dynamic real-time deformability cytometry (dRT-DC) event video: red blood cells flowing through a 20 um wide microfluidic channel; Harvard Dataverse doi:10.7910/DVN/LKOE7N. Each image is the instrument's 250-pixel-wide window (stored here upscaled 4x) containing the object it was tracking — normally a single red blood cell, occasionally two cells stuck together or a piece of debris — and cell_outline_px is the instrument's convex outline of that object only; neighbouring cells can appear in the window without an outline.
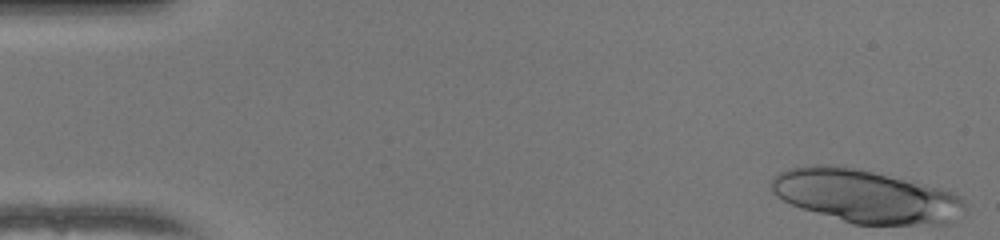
{"species": "human", "species_latin": "Homo sapiens", "temperature_condition": "warm", "stored_images_in_passage": 49, "segment_of_instrument_passage": [1, 2], "camera_frame_rate_fps": 3000, "um_per_image_px": 0.085, "donor": {"sex": "female"}, "frame": {"image": 1, "passage_image": 1, "time_ms": 0.0, "image_size_px": [1000, 240], "cell_outline_px": [[968, 208], [964, 216], [948, 224], [852, 224], [800, 208], [776, 196], [772, 192], [772, 176], [776, 172], [788, 168], [816, 164], [844, 164], [940, 188], [952, 192], [960, 196], [964, 200]], "centroid_in_image_um": [73.6, 16.66], "position_along_channel_um": 11.4, "area_um2": 60.81}}
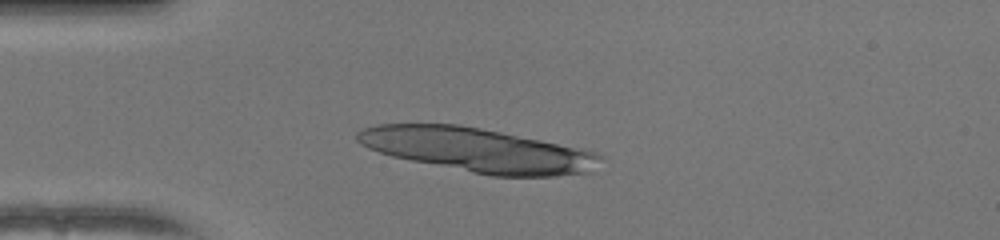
{"frame": {"image": 2, "passage_image": 12, "time_ms": 3.667, "image_size_px": [1000, 240], "cell_outline_px": [[604, 160], [592, 172], [556, 176], [492, 176], [392, 156], [368, 148], [360, 144], [356, 140], [356, 132], [364, 128], [376, 124], [460, 124], [580, 148], [596, 152], [604, 156]], "centroid_in_image_um": [40.64, 12.75], "position_along_channel_um": 44.4, "area_um2": 62.02}}